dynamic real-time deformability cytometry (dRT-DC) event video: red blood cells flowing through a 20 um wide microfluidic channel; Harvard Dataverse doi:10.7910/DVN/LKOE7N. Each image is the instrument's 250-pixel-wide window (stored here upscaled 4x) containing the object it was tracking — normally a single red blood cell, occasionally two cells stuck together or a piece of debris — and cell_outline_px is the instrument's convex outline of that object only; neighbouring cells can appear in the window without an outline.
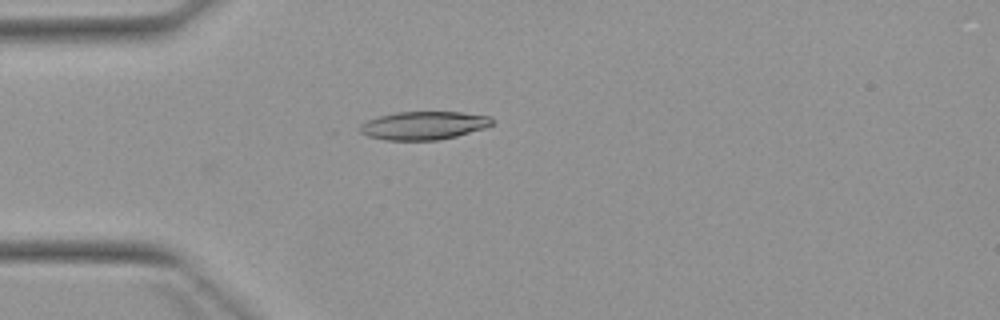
{"species": "Egyptian fruit bat (a non-hibernating species)", "species_latin": "Rousettus aegyptiacus", "temperature_condition": "warm", "stored_images_in_passage": 3, "camera_frame_rate_fps": 3000, "um_per_image_px": 0.085, "animal": {"sex": "female"}, "frame": {"image": 1, "passage_image": 3, "time_ms": 3.333, "image_size_px": [1000, 320], "cell_outline_px": [[492, 124], [484, 128], [456, 136], [436, 140], [384, 140], [368, 136], [360, 132], [360, 124], [368, 120], [380, 116], [396, 112], [460, 112], [488, 116], [492, 120]], "centroid_in_image_um": [35.98, 10.67], "position_along_channel_um": 49.0, "area_um2": 21.5}}